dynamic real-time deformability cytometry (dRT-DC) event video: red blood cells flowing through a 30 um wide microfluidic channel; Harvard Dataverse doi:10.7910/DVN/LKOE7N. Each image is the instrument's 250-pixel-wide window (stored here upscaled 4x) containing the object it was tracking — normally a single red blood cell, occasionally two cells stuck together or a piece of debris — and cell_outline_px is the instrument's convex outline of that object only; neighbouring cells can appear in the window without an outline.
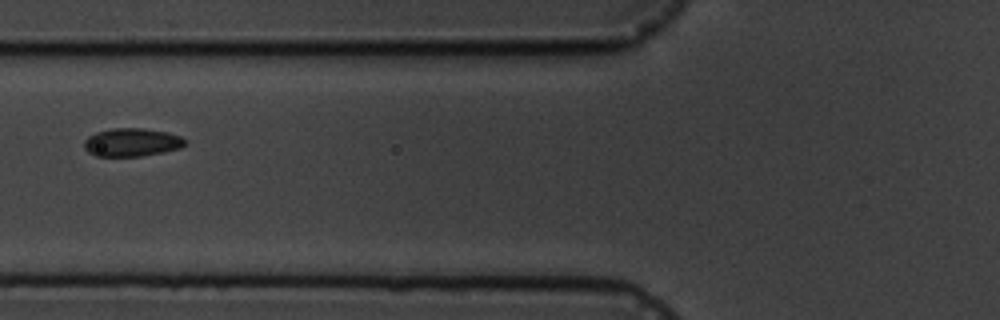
{"species": "common noctule bat (a hibernating species)", "species_latin": "Nyctalus noctula", "temperature_condition": "cold", "stored_images_in_passage": 12, "camera_frame_rate_fps": 3000, "um_per_image_px": 0.085, "animal": {"sex": "male", "body_mass_g": 19.5, "forearm_length_mm": 54.6}, "frame": {"image": 1, "passage_image": 2, "time_ms": 1.333, "image_size_px": [1000, 320], "cell_outline_px": [[188, 144], [180, 148], [164, 152], [140, 156], [96, 156], [88, 152], [84, 148], [84, 140], [88, 136], [96, 132], [112, 128], [140, 128], [168, 132], [180, 136], [188, 140]], "centroid_in_image_um": [11.23, 12.09], "position_along_channel_um": 114.6, "area_um2": 16.76}}
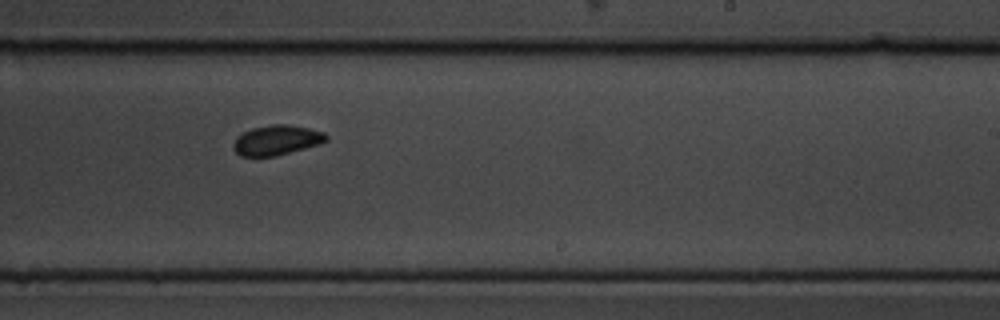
{"frame": {"image": 2, "passage_image": 6, "time_ms": 5.667, "image_size_px": [1000, 320], "cell_outline_px": [[328, 140], [320, 144], [276, 156], [240, 156], [232, 148], [232, 144], [236, 136], [252, 128], [272, 124], [288, 124], [308, 128], [324, 132], [328, 136]], "centroid_in_image_um": [23.5, 11.91], "position_along_channel_um": 265.5, "area_um2": 16.3}}
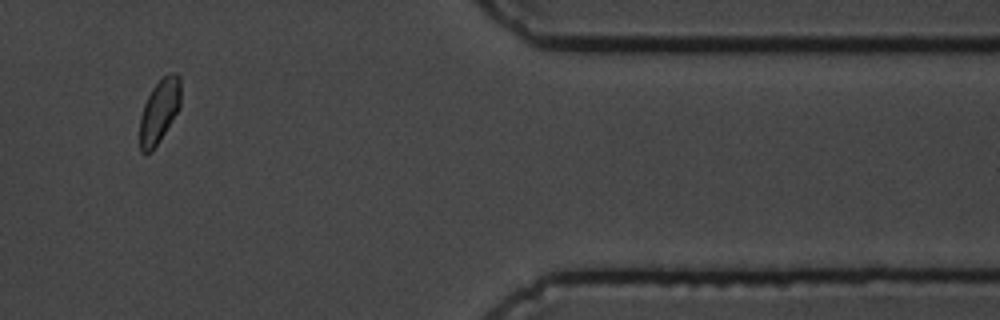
{"frame": {"image": 3, "passage_image": 10, "time_ms": 10.333, "image_size_px": [1000, 320], "cell_outline_px": [[180, 108], [160, 140], [152, 152], [144, 156], [140, 152], [140, 116], [144, 104], [152, 88], [168, 72], [176, 72], [180, 76]], "centroid_in_image_um": [13.54, 9.47], "position_along_channel_um": 397.9, "area_um2": 15.43}, "authors_computed_cell_mechanics": {"area_um2": 16.1262, "velocity_mm_per_s": 3.4887, "shape_relaxation_time_tau1_ms": 2.1769, "shape_relaxation_time_tau2_ms": null, "deformation_change_tau1": 0.0474, "deformation_change_tau2": null}}